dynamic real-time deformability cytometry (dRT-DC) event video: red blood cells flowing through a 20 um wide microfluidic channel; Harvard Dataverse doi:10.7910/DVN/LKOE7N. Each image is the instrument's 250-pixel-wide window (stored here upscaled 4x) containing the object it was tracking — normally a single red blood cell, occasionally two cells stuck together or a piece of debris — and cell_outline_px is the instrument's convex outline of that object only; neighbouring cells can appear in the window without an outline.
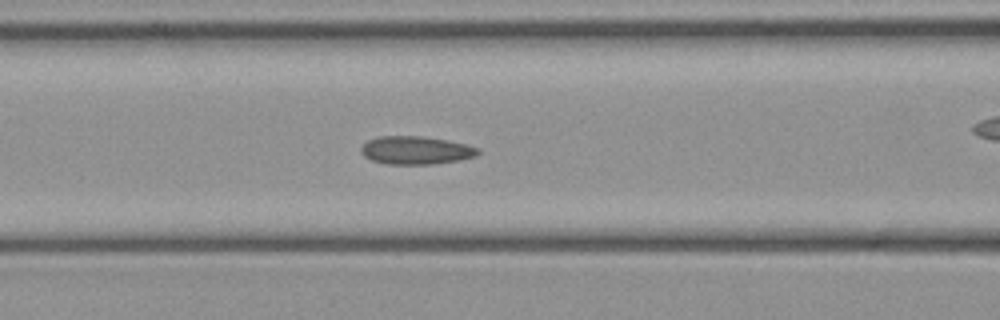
{"species": "common noctule bat (a hibernating species)", "species_latin": "Nyctalus noctula", "temperature_condition": "cold", "stored_images_in_passage": 41, "camera_frame_rate_fps": 3000, "um_per_image_px": 0.085, "animal": {"sex": "female", "body_mass_g": 21.9}, "frame": {"image": 1, "passage_image": 14, "time_ms": 4.333, "image_size_px": [1000, 320], "cell_outline_px": [[480, 152], [476, 156], [460, 160], [432, 164], [388, 164], [372, 160], [364, 156], [360, 152], [360, 148], [368, 140], [380, 136], [424, 136], [448, 140], [480, 148]], "centroid_in_image_um": [35.36, 12.77], "position_along_channel_um": 131.2, "area_um2": 19.19}}
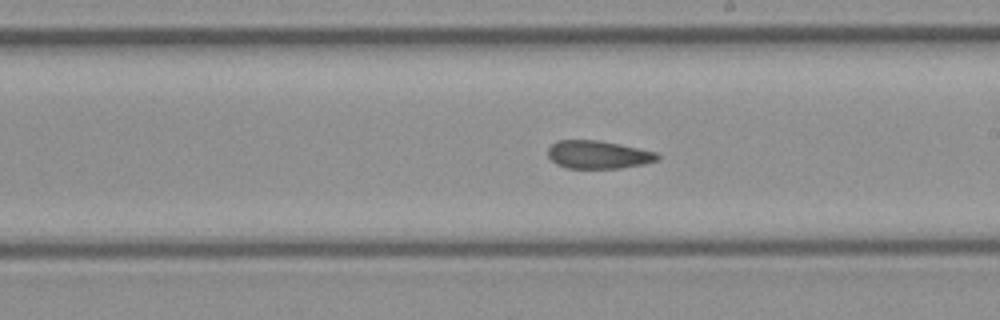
{"frame": {"image": 2, "passage_image": 21, "time_ms": 6.667, "image_size_px": [1000, 320], "cell_outline_px": [[660, 156], [656, 160], [644, 164], [620, 168], [568, 168], [556, 164], [548, 156], [548, 148], [556, 140], [596, 140], [620, 144], [656, 152]], "centroid_in_image_um": [50.82, 13.14], "position_along_channel_um": 238.2, "area_um2": 17.8}}
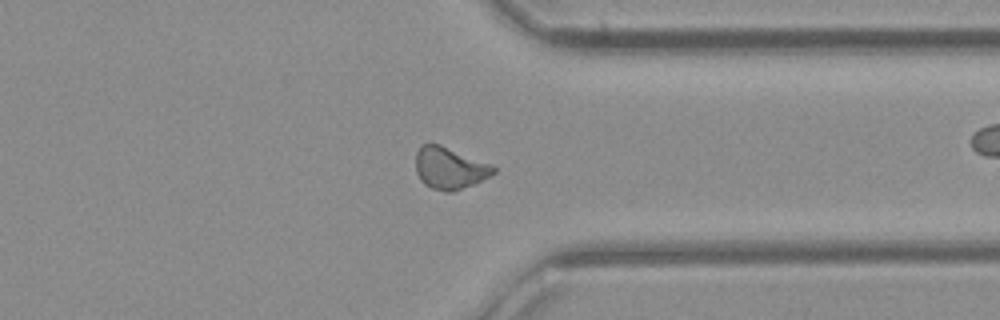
{"frame": {"image": 3, "passage_image": 30, "time_ms": 9.667, "image_size_px": [1000, 320], "cell_outline_px": [[496, 172], [472, 184], [452, 192], [444, 192], [432, 188], [424, 184], [420, 180], [416, 172], [416, 152], [420, 144], [440, 144], [488, 164], [496, 168]], "centroid_in_image_um": [38.15, 14.29], "position_along_channel_um": 373.3, "area_um2": 18.61}}